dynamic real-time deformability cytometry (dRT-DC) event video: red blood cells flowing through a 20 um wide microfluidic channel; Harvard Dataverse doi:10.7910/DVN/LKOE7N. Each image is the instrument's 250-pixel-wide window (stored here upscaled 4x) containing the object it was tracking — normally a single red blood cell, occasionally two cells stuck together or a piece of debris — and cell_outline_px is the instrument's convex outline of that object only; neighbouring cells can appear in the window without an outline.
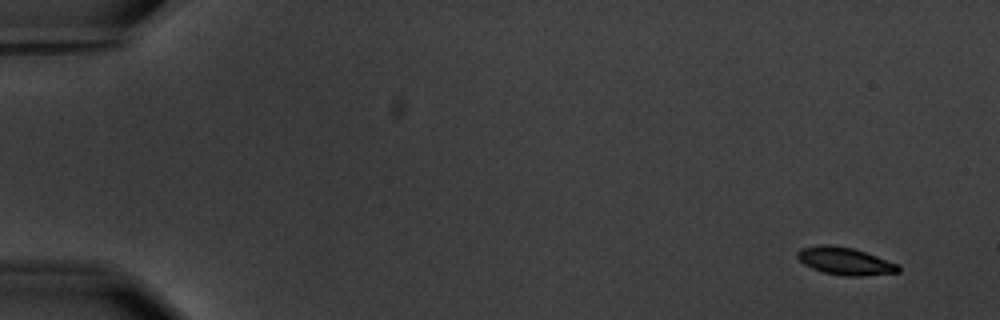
{"species": "common noctule bat (a hibernating species)", "species_latin": "Nyctalus noctula", "temperature_condition": "warm", "stored_images_in_passage": 9, "camera_frame_rate_fps": 3000, "um_per_image_px": 0.085, "animal": {"sex": "male", "body_mass_g": 20.1, "forearm_length_mm": 53.5}, "frame": {"image": 1, "passage_image": 1, "time_ms": 0.0, "image_size_px": [1000, 320], "cell_outline_px": [[900, 272], [864, 276], [844, 276], [824, 272], [812, 268], [804, 264], [796, 256], [796, 252], [800, 248], [820, 244], [832, 244], [852, 248], [900, 264]], "centroid_in_image_um": [71.82, 22.19], "position_along_channel_um": 13.2, "area_um2": 16.3}}
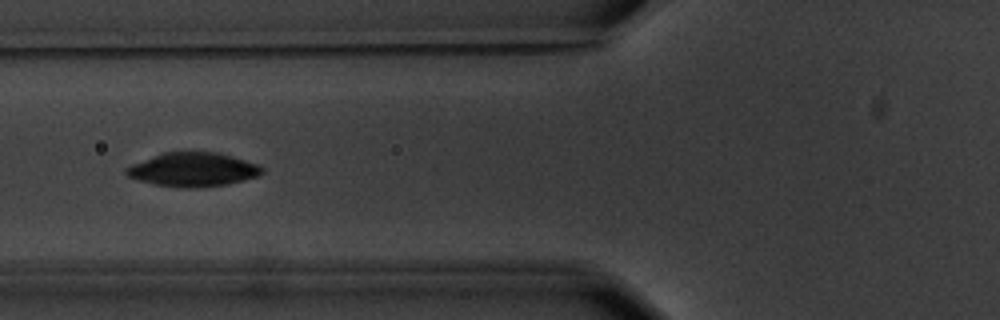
{"frame": {"image": 2, "passage_image": 7, "time_ms": 7.0, "image_size_px": [1000, 320], "cell_outline_px": [[264, 172], [260, 176], [228, 184], [196, 188], [184, 188], [156, 184], [140, 180], [128, 176], [124, 172], [124, 168], [132, 164], [164, 152], [216, 152], [260, 164], [264, 168]], "centroid_in_image_um": [16.45, 14.42], "position_along_channel_um": 109.3, "area_um2": 26.82}}
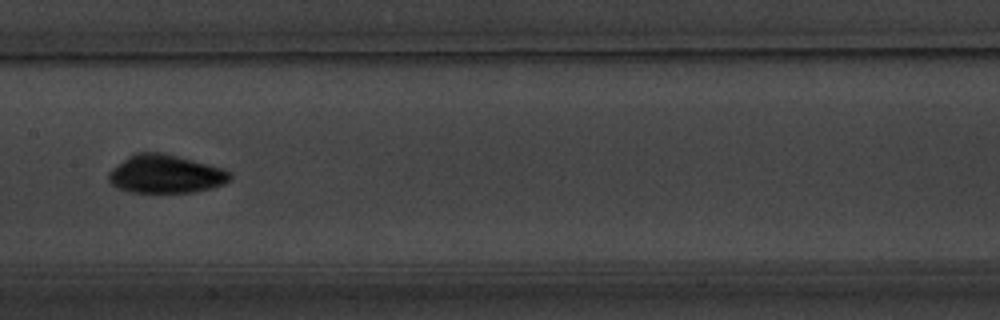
{"frame": {"image": 3, "passage_image": 9, "time_ms": 9.333, "image_size_px": [1000, 320], "cell_outline_px": [[232, 180], [224, 184], [212, 188], [192, 192], [132, 192], [116, 188], [108, 180], [108, 172], [112, 168], [128, 156], [136, 152], [164, 152], [224, 168], [232, 172]], "centroid_in_image_um": [14.1, 14.78], "position_along_channel_um": 193.3, "area_um2": 27.46}}